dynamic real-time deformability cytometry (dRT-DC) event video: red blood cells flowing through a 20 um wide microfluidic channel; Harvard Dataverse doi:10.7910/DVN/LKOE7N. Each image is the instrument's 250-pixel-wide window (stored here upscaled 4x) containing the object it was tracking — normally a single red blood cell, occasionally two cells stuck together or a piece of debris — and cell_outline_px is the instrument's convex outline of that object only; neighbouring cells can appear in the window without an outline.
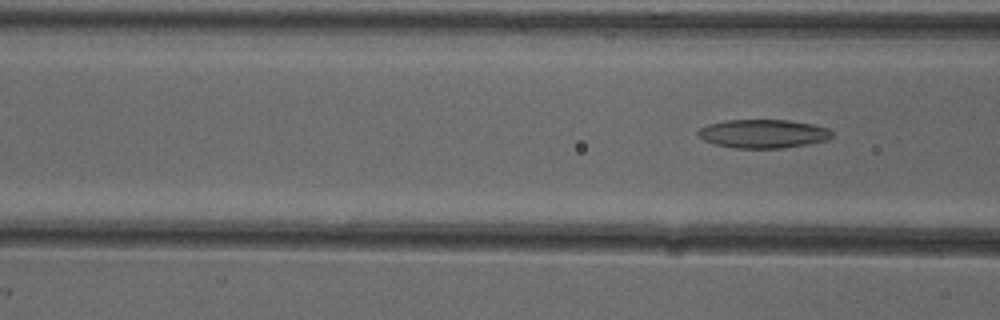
{"species": "common noctule bat (a hibernating species)", "species_latin": "Nyctalus noctula", "temperature_condition": "cold", "stored_images_in_passage": 6, "camera_frame_rate_fps": 3000, "um_per_image_px": 0.085, "animal": {"sex": "female"}, "frame": {"image": 1, "passage_image": 6, "time_ms": 1.667, "image_size_px": [1000, 320], "cell_outline_px": [[832, 136], [828, 140], [808, 144], [784, 148], [736, 148], [716, 144], [704, 140], [696, 132], [700, 128], [708, 124], [724, 120], [788, 120], [812, 124], [828, 128], [832, 132]], "centroid_in_image_um": [64.88, 11.36], "position_along_channel_um": 101.7, "area_um2": 22.31}}